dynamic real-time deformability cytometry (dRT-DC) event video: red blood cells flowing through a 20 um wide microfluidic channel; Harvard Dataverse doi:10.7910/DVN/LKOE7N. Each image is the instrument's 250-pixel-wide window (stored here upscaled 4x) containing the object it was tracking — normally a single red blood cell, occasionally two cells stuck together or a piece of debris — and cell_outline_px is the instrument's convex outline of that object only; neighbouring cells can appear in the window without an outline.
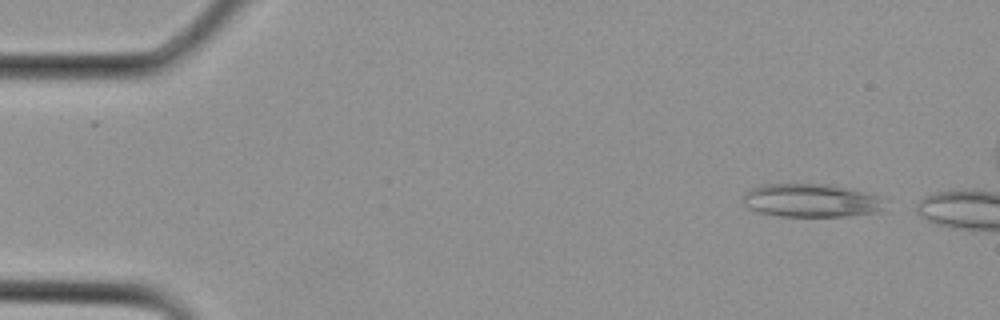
{"species": "Egyptian fruit bat (a non-hibernating species)", "species_latin": "Rousettus aegyptiacus", "temperature_condition": "cold", "stored_images_in_passage": 3, "camera_frame_rate_fps": 3000, "um_per_image_px": 0.085, "animal": {"sex": "female"}, "frame": {"image": 1, "passage_image": 1, "time_ms": 0.0, "image_size_px": [1000, 320], "cell_outline_px": [[888, 200], [876, 212], [848, 216], [780, 216], [760, 212], [748, 208], [744, 204], [744, 196], [752, 188], [764, 184], [828, 184], [848, 188], [880, 196]], "centroid_in_image_um": [68.97, 17.04], "position_along_channel_um": 16.0, "area_um2": 27.34}}